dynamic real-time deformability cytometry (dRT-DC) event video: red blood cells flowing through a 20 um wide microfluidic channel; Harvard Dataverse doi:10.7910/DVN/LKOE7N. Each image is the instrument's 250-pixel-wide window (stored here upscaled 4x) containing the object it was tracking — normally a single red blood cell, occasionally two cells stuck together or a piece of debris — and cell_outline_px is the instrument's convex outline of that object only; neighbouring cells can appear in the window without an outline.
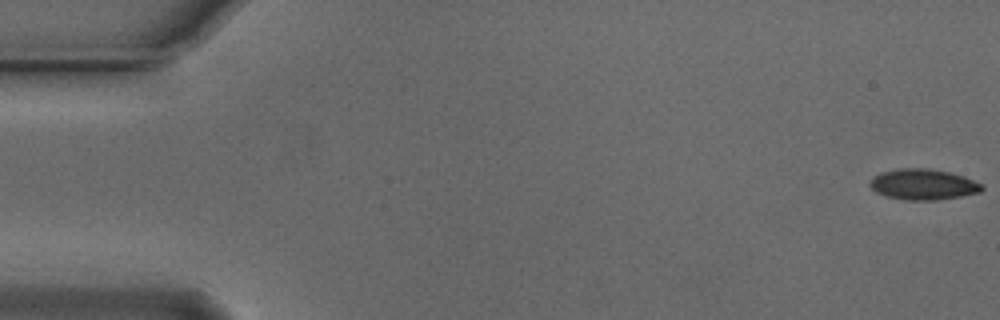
{"species": "Egyptian fruit bat (a non-hibernating species)", "species_latin": "Rousettus aegyptiacus", "temperature_condition": "cold", "stored_images_in_passage": 55, "camera_frame_rate_fps": 3000, "um_per_image_px": 0.085, "animal": {"sex": "male"}, "frame": {"image": 1, "passage_image": 1, "time_ms": 0.0, "image_size_px": [1000, 320], "cell_outline_px": [[984, 188], [980, 192], [960, 196], [936, 200], [904, 200], [884, 196], [876, 192], [868, 184], [872, 176], [880, 172], [900, 168], [928, 168], [948, 172], [964, 176], [984, 184]], "centroid_in_image_um": [78.45, 15.67], "position_along_channel_um": 6.6, "area_um2": 20.29}}
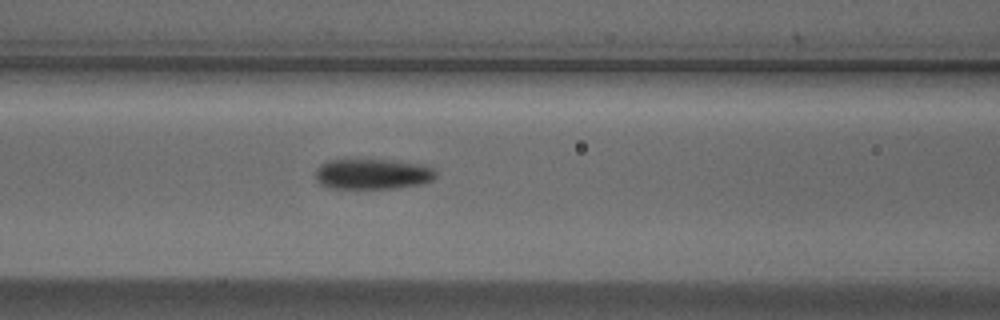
{"frame": {"image": 2, "passage_image": 23, "time_ms": 7.333, "image_size_px": [1000, 320], "cell_outline_px": [[436, 176], [432, 180], [420, 184], [396, 188], [328, 188], [320, 184], [316, 180], [316, 168], [320, 164], [328, 160], [388, 160], [432, 164], [436, 172]], "centroid_in_image_um": [31.71, 14.78], "position_along_channel_um": 134.9, "area_um2": 21.68}}
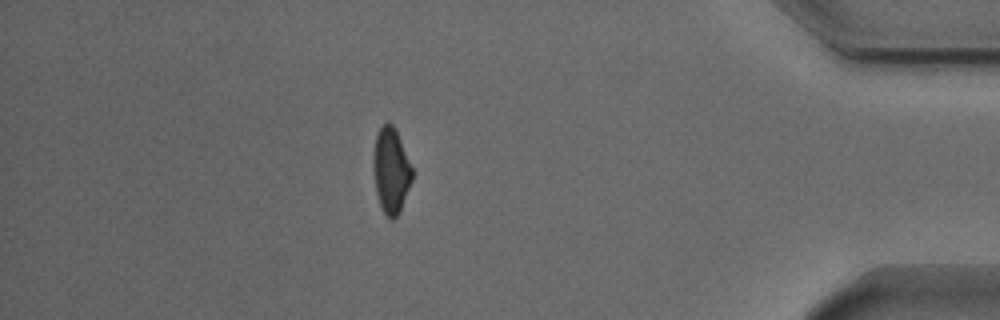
{"frame": {"image": 3, "passage_image": 48, "time_ms": 15.667, "image_size_px": [1000, 320], "cell_outline_px": [[412, 180], [400, 212], [392, 220], [384, 212], [380, 204], [376, 192], [372, 168], [372, 156], [376, 132], [388, 120], [392, 124], [400, 140], [412, 168]], "centroid_in_image_um": [33.2, 14.48], "position_along_channel_um": 402.0, "area_um2": 19.31}, "authors_computed_cell_mechanics": {"area_um2": 20.6346, "velocity_mm_per_s": 3.7425, "shape_relaxation_time_tau1_ms": 3.7662, "shape_relaxation_time_tau2_ms": 4.2785, "deformation_change_tau1": 0.1259, "deformation_change_tau2": 0.0994}}